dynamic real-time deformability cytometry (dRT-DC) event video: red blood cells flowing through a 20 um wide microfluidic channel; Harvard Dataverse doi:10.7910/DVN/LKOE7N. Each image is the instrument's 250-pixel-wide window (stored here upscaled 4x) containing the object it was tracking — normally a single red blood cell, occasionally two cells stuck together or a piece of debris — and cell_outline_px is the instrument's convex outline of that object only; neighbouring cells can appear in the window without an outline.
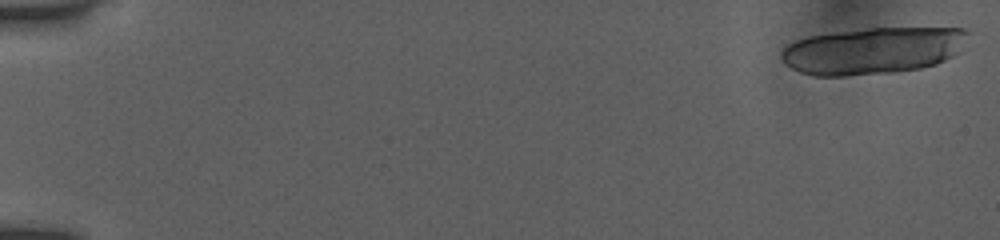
{"species": "human", "species_latin": "Homo sapiens", "temperature_condition": "room temperature", "stored_images_in_passage": 15, "camera_frame_rate_fps": 3000, "um_per_image_px": 0.085, "donor": {"sex": "female"}, "frame": {"image": 1, "passage_image": 1, "time_ms": 0.0, "image_size_px": [1000, 240], "cell_outline_px": [[972, 32], [956, 52], [952, 56], [936, 64], [920, 68], [892, 72], [848, 76], [812, 76], [800, 72], [784, 64], [780, 56], [780, 52], [788, 44], [796, 40], [808, 36], [836, 32], [868, 28], [964, 28]], "centroid_in_image_um": [74.16, 4.3], "position_along_channel_um": 10.8, "area_um2": 50.98}}